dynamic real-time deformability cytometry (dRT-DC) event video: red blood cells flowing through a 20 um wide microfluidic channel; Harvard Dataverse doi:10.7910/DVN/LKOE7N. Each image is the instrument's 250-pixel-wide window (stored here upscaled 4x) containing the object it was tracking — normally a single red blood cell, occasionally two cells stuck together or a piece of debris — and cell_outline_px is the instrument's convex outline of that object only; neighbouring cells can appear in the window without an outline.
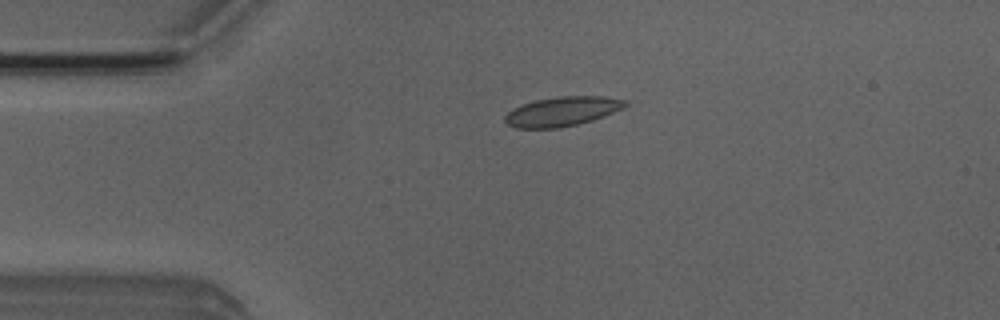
{"species": "Egyptian fruit bat (a non-hibernating species)", "species_latin": "Rousettus aegyptiacus", "temperature_condition": "room temperature", "stored_images_in_passage": 45, "camera_frame_rate_fps": 3000, "um_per_image_px": 0.085, "animal": {"sex": "male"}, "frame": {"image": 1, "passage_image": 5, "time_ms": 1.333, "image_size_px": [1000, 320], "cell_outline_px": [[628, 104], [624, 108], [604, 116], [592, 120], [576, 124], [556, 128], [516, 128], [508, 124], [504, 120], [504, 116], [512, 108], [520, 104], [536, 100], [556, 96], [604, 96], [628, 100]], "centroid_in_image_um": [47.79, 9.45], "position_along_channel_um": 37.2, "area_um2": 20.75}}
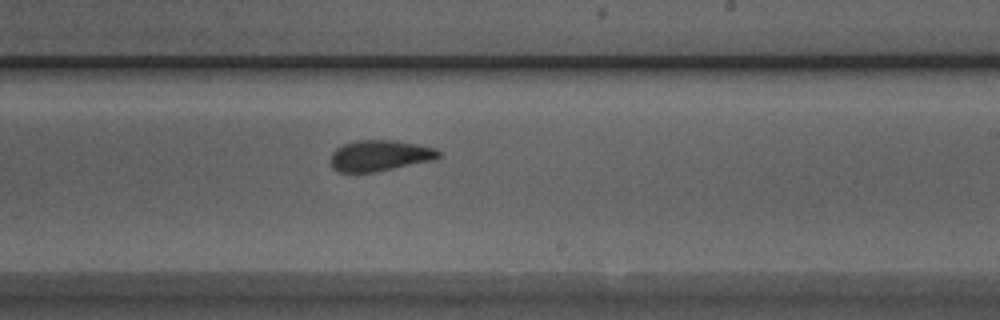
{"frame": {"image": 2, "passage_image": 24, "time_ms": 7.667, "image_size_px": [1000, 320], "cell_outline_px": [[440, 156], [436, 160], [376, 172], [340, 172], [332, 168], [332, 152], [336, 148], [344, 144], [356, 140], [392, 140], [416, 144], [436, 148], [440, 152]], "centroid_in_image_um": [32.32, 13.23], "position_along_channel_um": 256.7, "area_um2": 19.54}}
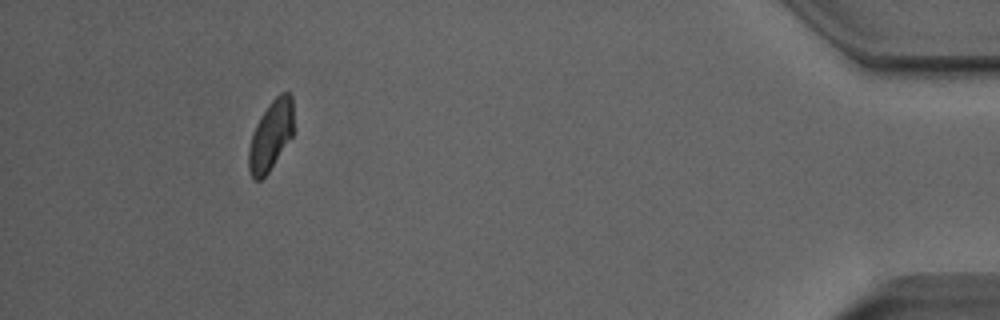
{"frame": {"image": 3, "passage_image": 41, "time_ms": 13.333, "image_size_px": [1000, 320], "cell_outline_px": [[292, 136], [268, 172], [260, 180], [256, 180], [248, 172], [248, 148], [256, 124], [268, 104], [280, 92], [288, 92], [292, 96]], "centroid_in_image_um": [22.99, 11.51], "position_along_channel_um": 412.2, "area_um2": 17.98}, "authors_computed_cell_mechanics": {"area_um2": 19.941, "velocity_mm_per_s": 3.9415, "shape_relaxation_time_tau1_ms": 4.5884, "shape_relaxation_time_tau2_ms": 0.9995, "deformation_change_tau1": 0.1168, "deformation_change_tau2": 0.0311}}